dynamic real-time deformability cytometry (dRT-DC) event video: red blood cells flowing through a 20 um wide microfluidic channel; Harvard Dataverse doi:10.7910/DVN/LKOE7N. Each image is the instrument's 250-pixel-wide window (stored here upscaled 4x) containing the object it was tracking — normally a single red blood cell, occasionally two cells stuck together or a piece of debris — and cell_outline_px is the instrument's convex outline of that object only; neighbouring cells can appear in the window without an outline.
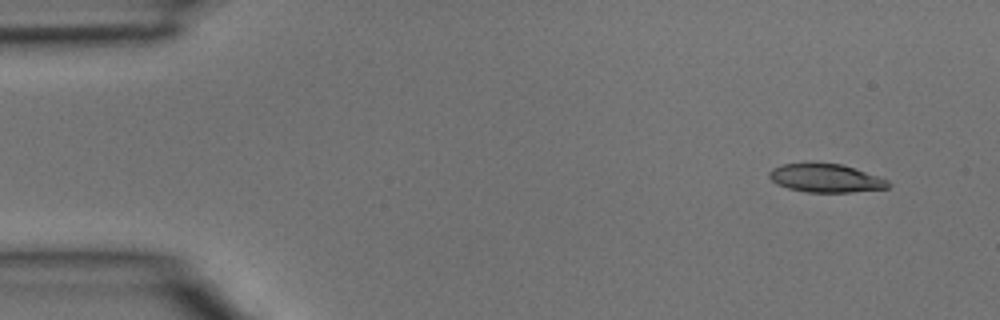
{"species": "common noctule bat (a hibernating species)", "species_latin": "Nyctalus noctula", "temperature_condition": "room temperature", "stored_images_in_passage": 4, "camera_frame_rate_fps": 3000, "um_per_image_px": 0.085, "animal": {"sex": "male", "body_mass_g": 15.6}, "frame": {"image": 1, "passage_image": 1, "time_ms": 0.0, "image_size_px": [1000, 320], "cell_outline_px": [[892, 184], [888, 188], [852, 192], [808, 192], [788, 188], [776, 184], [768, 176], [768, 172], [772, 168], [784, 164], [840, 164], [888, 180]], "centroid_in_image_um": [70.17, 15.16], "position_along_channel_um": 14.8, "area_um2": 19.25}}
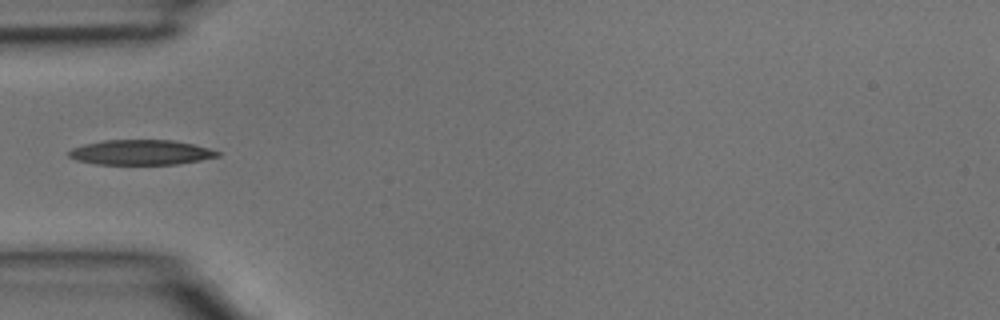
{"frame": {"image": 2, "passage_image": 4, "time_ms": 1.0, "image_size_px": [1000, 320], "cell_outline_px": [[220, 156], [200, 160], [176, 164], [96, 164], [76, 160], [68, 156], [68, 152], [72, 148], [84, 144], [104, 140], [172, 140], [212, 148], [220, 152]], "centroid_in_image_um": [11.98, 12.95], "position_along_channel_um": 73.0, "area_um2": 21.68}}